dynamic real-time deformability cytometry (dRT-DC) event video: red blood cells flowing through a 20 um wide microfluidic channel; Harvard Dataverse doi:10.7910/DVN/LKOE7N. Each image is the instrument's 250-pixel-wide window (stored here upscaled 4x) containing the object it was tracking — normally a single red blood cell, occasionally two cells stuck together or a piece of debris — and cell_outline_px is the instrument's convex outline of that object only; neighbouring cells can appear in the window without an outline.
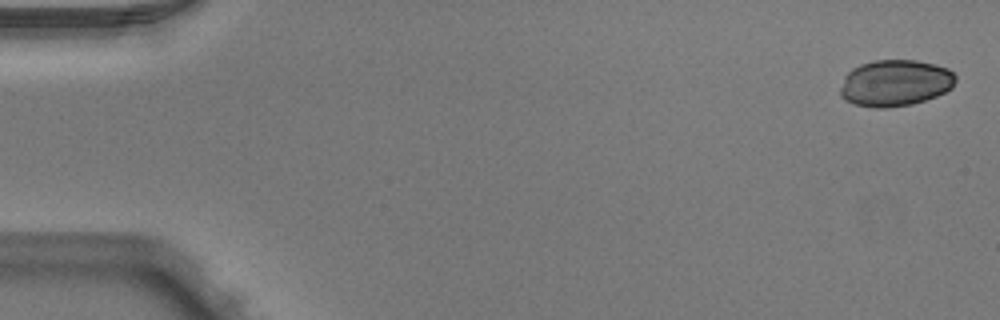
{"species": "Egyptian fruit bat (a non-hibernating species)", "species_latin": "Rousettus aegyptiacus", "temperature_condition": "warm", "stored_images_in_passage": 5, "camera_frame_rate_fps": 3000, "um_per_image_px": 0.085, "animal": {"sex": "male"}, "frame": {"image": 1, "passage_image": 1, "time_ms": 0.0, "image_size_px": [1000, 320], "cell_outline_px": [[956, 80], [952, 88], [936, 96], [912, 104], [884, 108], [876, 108], [852, 104], [844, 100], [840, 96], [840, 88], [844, 76], [852, 68], [860, 64], [876, 60], [916, 60], [936, 64], [948, 68], [956, 76]], "centroid_in_image_um": [76.07, 7.05], "position_along_channel_um": 8.9, "area_um2": 31.5}}
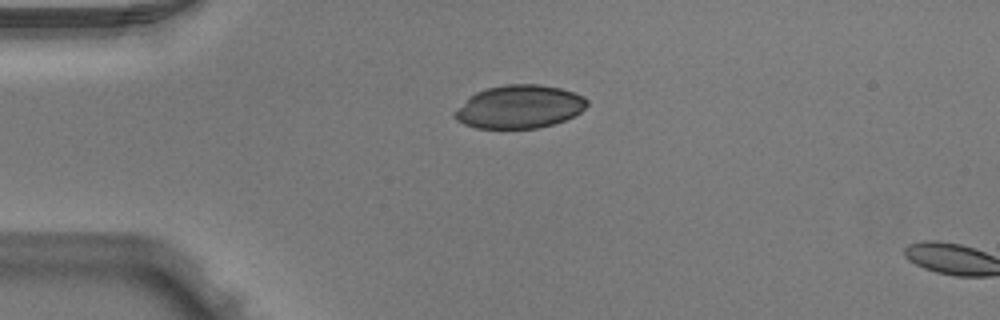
{"frame": {"image": 2, "passage_image": 4, "time_ms": 1.0, "image_size_px": [1000, 320], "cell_outline_px": [[588, 104], [576, 116], [552, 124], [536, 128], [476, 128], [464, 124], [456, 120], [452, 116], [476, 92], [488, 88], [508, 84], [540, 84], [560, 88], [584, 96], [588, 100]], "centroid_in_image_um": [44.2, 9.08], "position_along_channel_um": 40.8, "area_um2": 32.89}}